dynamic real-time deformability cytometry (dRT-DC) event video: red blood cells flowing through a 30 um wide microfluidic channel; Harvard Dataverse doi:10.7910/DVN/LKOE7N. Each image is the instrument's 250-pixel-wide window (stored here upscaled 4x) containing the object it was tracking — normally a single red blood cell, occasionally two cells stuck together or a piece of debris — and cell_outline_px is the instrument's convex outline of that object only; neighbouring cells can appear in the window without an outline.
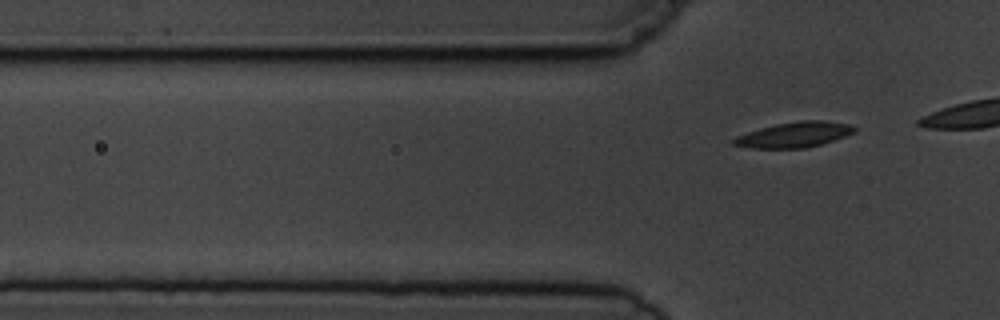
{"species": "common noctule bat (a hibernating species)", "species_latin": "Nyctalus noctula", "temperature_condition": "cold", "stored_images_in_passage": 5, "camera_frame_rate_fps": 3000, "um_per_image_px": 0.085, "animal": {"sex": "male", "body_mass_g": 19.5, "forearm_length_mm": 54.6}, "frame": {"image": 1, "passage_image": 5, "time_ms": 4.667, "image_size_px": [1000, 320], "cell_outline_px": [[856, 132], [820, 144], [804, 148], [752, 148], [732, 144], [732, 140], [736, 136], [760, 128], [776, 124], [800, 120], [824, 120], [848, 124], [856, 128]], "centroid_in_image_um": [67.5, 11.44], "position_along_channel_um": 58.3, "area_um2": 17.63}}